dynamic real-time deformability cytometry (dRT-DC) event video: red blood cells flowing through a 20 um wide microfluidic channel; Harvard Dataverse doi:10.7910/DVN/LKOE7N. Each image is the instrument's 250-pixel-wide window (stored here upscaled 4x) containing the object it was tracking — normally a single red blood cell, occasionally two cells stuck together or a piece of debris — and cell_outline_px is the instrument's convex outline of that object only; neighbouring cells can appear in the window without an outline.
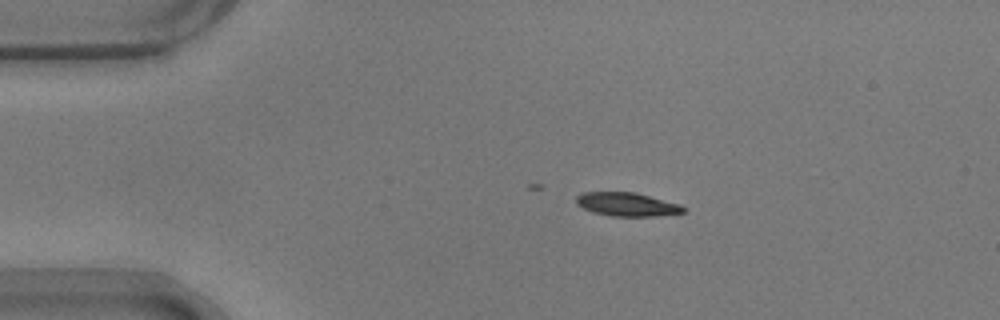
{"species": "common noctule bat (a hibernating species)", "species_latin": "Nyctalus noctula", "temperature_condition": "warm", "stored_images_in_passage": 21, "camera_frame_rate_fps": 3000, "um_per_image_px": 0.085, "animal": {"sex": "male", "body_mass_g": 17.9}, "frame": {"image": 1, "passage_image": 1, "time_ms": 0.0, "image_size_px": [1000, 320], "cell_outline_px": [[684, 212], [656, 216], [612, 216], [592, 212], [576, 204], [576, 196], [584, 192], [636, 192], [680, 204], [684, 208]], "centroid_in_image_um": [53.27, 17.36], "position_along_channel_um": 31.7, "area_um2": 14.68}}
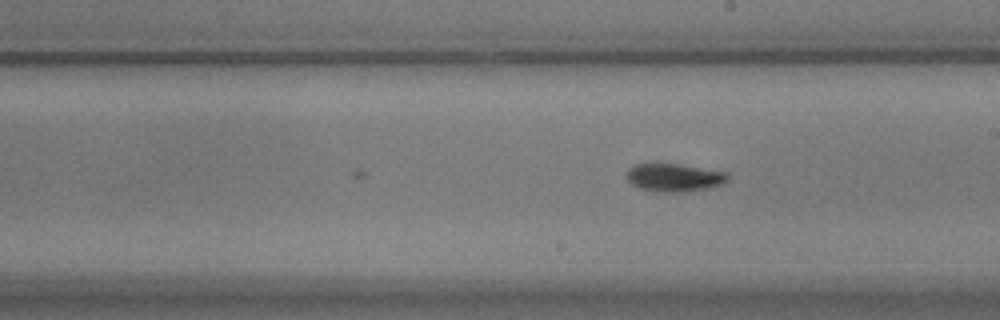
{"frame": {"image": 2, "passage_image": 21, "time_ms": 6.667, "image_size_px": [1000, 320], "cell_outline_px": [[728, 180], [720, 184], [708, 188], [688, 192], [656, 192], [640, 188], [632, 184], [624, 176], [628, 168], [632, 164], [648, 160], [652, 160], [680, 164], [728, 172]], "centroid_in_image_um": [57.2, 15.04], "position_along_channel_um": 231.8, "area_um2": 17.46}}